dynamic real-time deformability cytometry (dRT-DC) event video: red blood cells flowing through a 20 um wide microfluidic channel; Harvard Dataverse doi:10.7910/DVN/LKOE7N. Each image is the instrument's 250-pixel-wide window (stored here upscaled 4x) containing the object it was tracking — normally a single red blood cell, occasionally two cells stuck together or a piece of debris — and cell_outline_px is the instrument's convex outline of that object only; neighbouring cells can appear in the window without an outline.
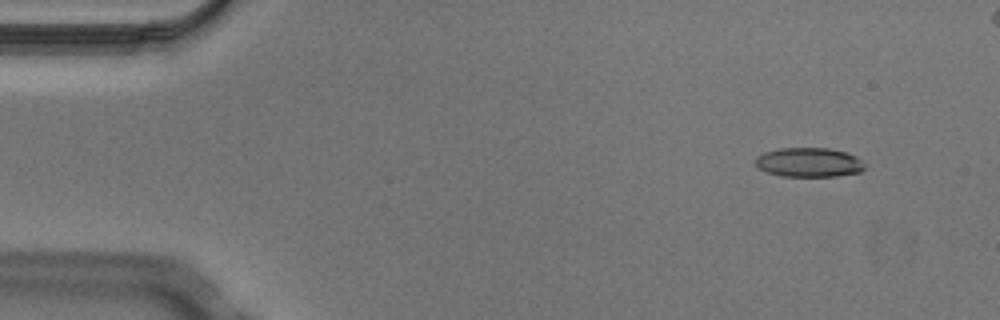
{"species": "Egyptian fruit bat (a non-hibernating species)", "species_latin": "Rousettus aegyptiacus", "temperature_condition": "cold", "stored_images_in_passage": 6, "camera_frame_rate_fps": 3000, "um_per_image_px": 0.085, "animal": {"sex": "male"}, "frame": {"image": 1, "passage_image": 2, "time_ms": 0.333, "image_size_px": [1000, 320], "cell_outline_px": [[864, 168], [860, 172], [836, 176], [780, 176], [768, 172], [760, 168], [756, 164], [756, 156], [764, 152], [780, 148], [828, 148], [844, 152], [856, 156], [864, 164]], "centroid_in_image_um": [68.75, 13.8], "position_along_channel_um": 16.2, "area_um2": 18.5}}